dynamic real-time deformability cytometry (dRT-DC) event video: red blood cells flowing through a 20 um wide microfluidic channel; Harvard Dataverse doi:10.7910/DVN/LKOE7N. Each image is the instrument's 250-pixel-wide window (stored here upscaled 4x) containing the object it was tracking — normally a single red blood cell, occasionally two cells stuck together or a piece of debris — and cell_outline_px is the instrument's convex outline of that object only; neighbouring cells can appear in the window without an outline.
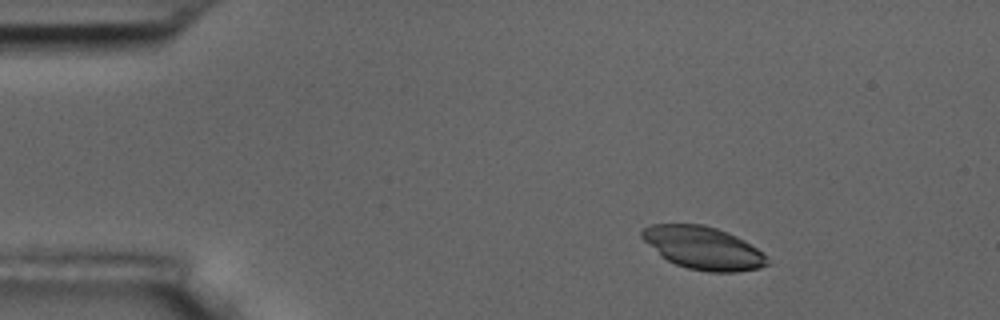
{"species": "common noctule bat (a hibernating species)", "species_latin": "Nyctalus noctula", "temperature_condition": "room temperature", "stored_images_in_passage": 3, "camera_frame_rate_fps": 3000, "um_per_image_px": 0.085, "animal": {"sex": "male", "body_mass_g": 17.5, "forearm_length_mm": 52.3}, "frame": {"image": 1, "passage_image": 1, "time_ms": 0.0, "image_size_px": [1000, 320], "cell_outline_px": [[768, 264], [760, 268], [736, 272], [708, 272], [688, 268], [676, 264], [668, 260], [644, 240], [640, 236], [640, 232], [644, 228], [652, 224], [704, 224], [728, 232], [744, 240], [756, 248], [768, 260]], "centroid_in_image_um": [59.77, 21.07], "position_along_channel_um": 25.2, "area_um2": 30.81}}